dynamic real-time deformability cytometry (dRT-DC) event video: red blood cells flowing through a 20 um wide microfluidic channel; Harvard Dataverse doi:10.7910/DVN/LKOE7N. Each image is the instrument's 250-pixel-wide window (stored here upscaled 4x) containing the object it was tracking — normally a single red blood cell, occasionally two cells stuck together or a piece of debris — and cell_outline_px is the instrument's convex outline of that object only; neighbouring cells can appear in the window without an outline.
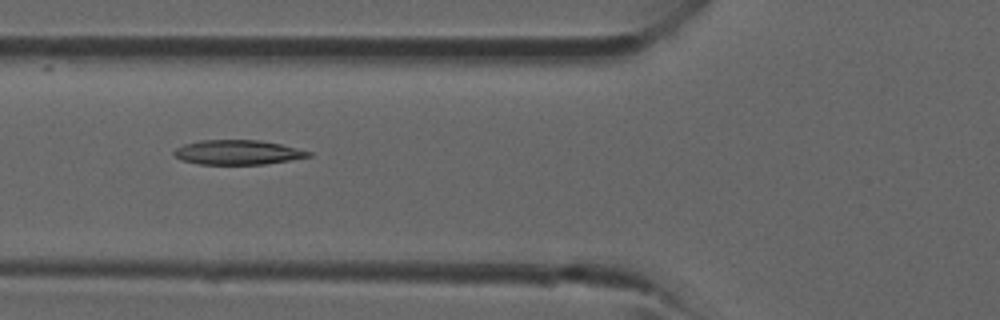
{"species": "common noctule bat (a hibernating species)", "species_latin": "Nyctalus noctula", "temperature_condition": "room temperature", "stored_images_in_passage": 41, "camera_frame_rate_fps": 3000, "um_per_image_px": 0.085, "animal": {"sex": "male", "forearm_length_mm": 52.5}, "frame": {"image": 1, "passage_image": 15, "time_ms": 4.667, "image_size_px": [1000, 320], "cell_outline_px": [[312, 156], [264, 164], [200, 164], [180, 160], [172, 152], [176, 148], [184, 144], [200, 140], [260, 140], [280, 144], [312, 152]], "centroid_in_image_um": [20.18, 12.94], "position_along_channel_um": 105.6, "area_um2": 19.13}}
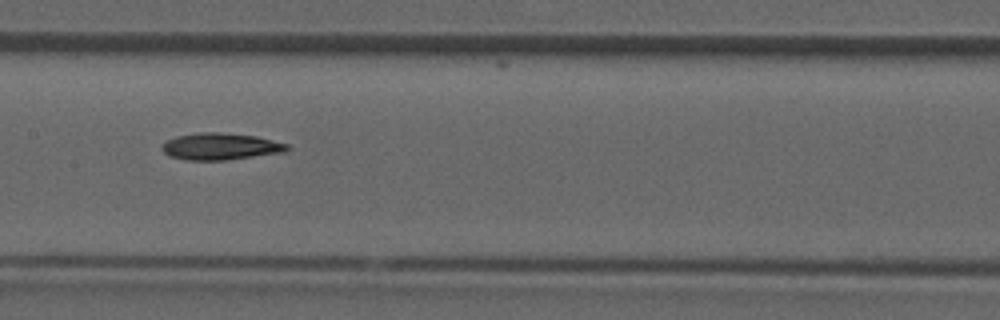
{"frame": {"image": 2, "passage_image": 20, "time_ms": 6.333, "image_size_px": [1000, 320], "cell_outline_px": [[288, 148], [284, 152], [228, 160], [184, 160], [168, 156], [160, 148], [168, 140], [176, 136], [200, 132], [220, 132], [256, 136], [288, 144]], "centroid_in_image_um": [18.71, 12.45], "position_along_channel_um": 188.7, "area_um2": 19.54}}
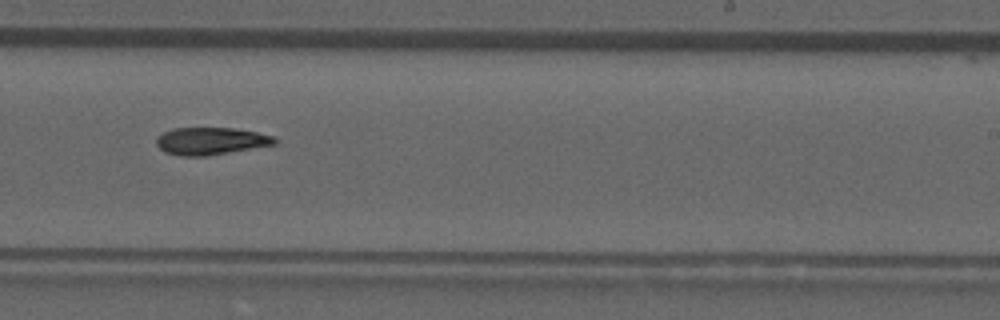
{"frame": {"image": 3, "passage_image": 25, "time_ms": 8.0, "image_size_px": [1000, 320], "cell_outline_px": [[276, 144], [208, 156], [180, 156], [164, 152], [156, 144], [156, 140], [164, 132], [176, 128], [236, 128], [256, 132], [272, 136], [276, 140]], "centroid_in_image_um": [17.91, 12.0], "position_along_channel_um": 271.1, "area_um2": 18.73}}